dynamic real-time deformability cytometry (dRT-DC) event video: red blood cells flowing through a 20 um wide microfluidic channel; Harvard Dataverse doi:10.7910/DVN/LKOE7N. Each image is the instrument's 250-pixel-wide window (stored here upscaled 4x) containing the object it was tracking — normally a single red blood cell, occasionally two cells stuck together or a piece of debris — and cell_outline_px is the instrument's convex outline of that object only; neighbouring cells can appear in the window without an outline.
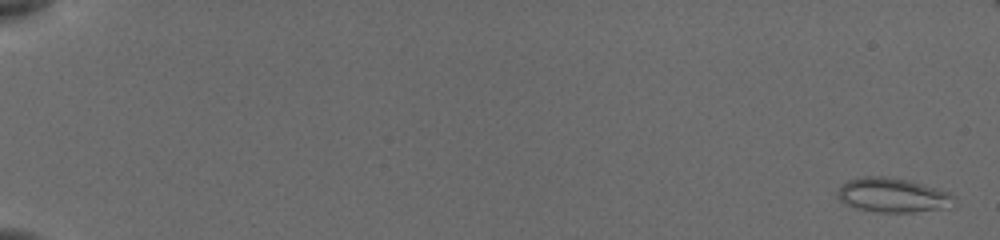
{"species": "common noctule bat (a hibernating species)", "species_latin": "Nyctalus noctula", "temperature_condition": "cold", "stored_images_in_passage": 57, "camera_frame_rate_fps": 3000, "um_per_image_px": 0.085, "animal": {"sex": "female", "body_mass_g": 19.5, "forearm_length_mm": 54.1}, "frame": {"image": 1, "passage_image": 2, "time_ms": 0.333, "image_size_px": [1000, 240], "cell_outline_px": [[952, 196], [940, 208], [912, 212], [876, 212], [856, 208], [840, 200], [836, 196], [836, 192], [840, 184], [848, 180], [864, 176], [884, 176], [908, 180], [936, 188], [948, 192]], "centroid_in_image_um": [75.7, 16.56], "position_along_channel_um": 9.3, "area_um2": 22.66}}
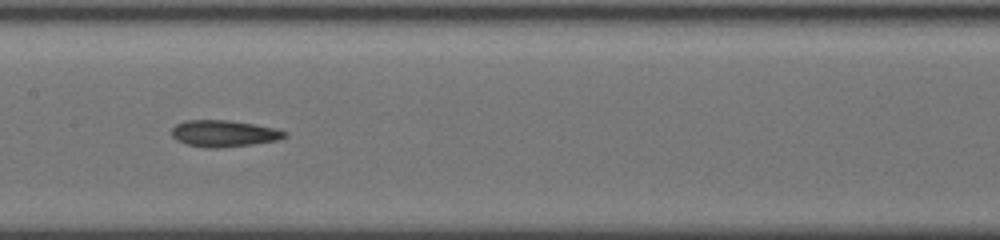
{"frame": {"image": 2, "passage_image": 31, "time_ms": 10.0, "image_size_px": [1000, 240], "cell_outline_px": [[288, 136], [280, 140], [252, 144], [220, 148], [208, 148], [188, 144], [176, 140], [172, 136], [172, 128], [176, 124], [184, 120], [228, 120], [276, 128], [288, 132]], "centroid_in_image_um": [19.06, 11.34], "position_along_channel_um": 188.3, "area_um2": 17.57}}
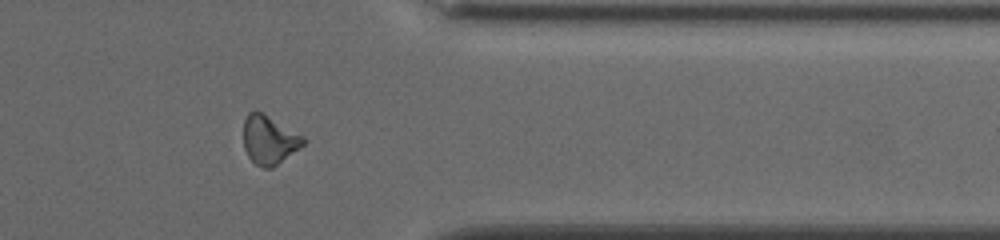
{"frame": {"image": 3, "passage_image": 47, "time_ms": 15.333, "image_size_px": [1000, 240], "cell_outline_px": [[308, 140], [300, 148], [272, 168], [264, 168], [256, 164], [248, 156], [244, 148], [244, 120], [248, 112], [260, 112], [304, 136]], "centroid_in_image_um": [22.9, 11.91], "position_along_channel_um": 388.5, "area_um2": 16.76}}